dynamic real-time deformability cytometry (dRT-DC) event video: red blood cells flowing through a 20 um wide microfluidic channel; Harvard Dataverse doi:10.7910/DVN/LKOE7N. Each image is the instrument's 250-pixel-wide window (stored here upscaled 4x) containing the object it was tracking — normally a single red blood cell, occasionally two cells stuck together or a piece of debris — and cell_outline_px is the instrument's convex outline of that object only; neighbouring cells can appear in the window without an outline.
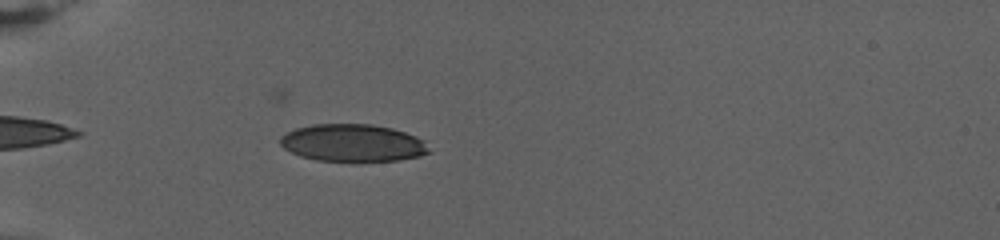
{"species": "human", "species_latin": "Homo sapiens", "temperature_condition": "warm", "stored_images_in_passage": 54, "camera_frame_rate_fps": 3000, "um_per_image_px": 0.085, "donor": {"sex": "female"}, "frame": {"image": 1, "passage_image": 5, "time_ms": 1.333, "image_size_px": [1000, 240], "cell_outline_px": [[432, 152], [420, 156], [396, 160], [316, 160], [300, 156], [284, 148], [280, 144], [280, 136], [296, 128], [312, 124], [372, 124], [392, 128], [416, 136], [424, 140]], "centroid_in_image_um": [30.0, 12.13], "position_along_channel_um": 55.0, "area_um2": 32.19}}
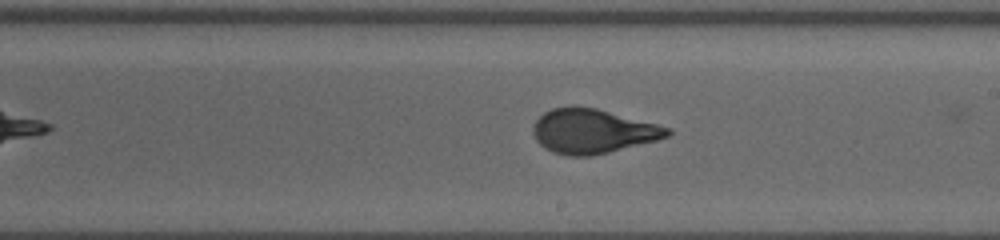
{"frame": {"image": 2, "passage_image": 25, "time_ms": 8.0, "image_size_px": [1000, 240], "cell_outline_px": [[672, 132], [668, 136], [656, 140], [608, 152], [588, 156], [568, 156], [552, 152], [544, 148], [536, 140], [532, 132], [532, 128], [536, 120], [544, 112], [552, 108], [572, 104], [596, 108], [672, 128]], "centroid_in_image_um": [50.33, 11.13], "position_along_channel_um": 238.7, "area_um2": 34.85}}
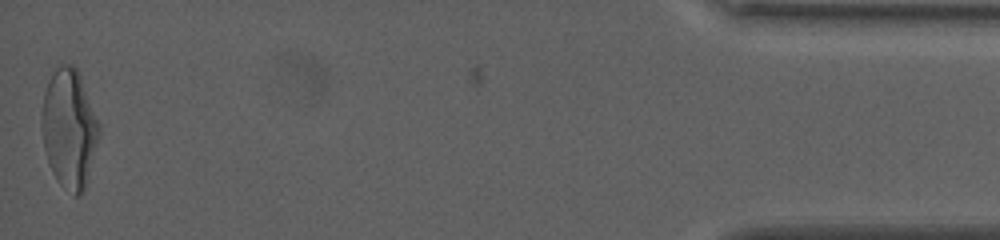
{"frame": {"image": 3, "passage_image": 54, "time_ms": 17.667, "image_size_px": [1000, 240], "cell_outline_px": [[100, 132], [88, 180], [80, 196], [72, 196], [56, 180], [48, 164], [44, 148], [40, 124], [44, 92], [48, 80], [52, 72], [60, 64], [72, 64], [80, 72], [100, 124]], "centroid_in_image_um": [5.88, 10.92], "position_along_channel_um": 429.3, "area_um2": 40.46}, "authors_computed_cell_mechanics": {"area_um2": 34.9401, "velocity_mm_per_s": 2.7899, "shape_relaxation_time_tau1_ms": 6.0156, "shape_relaxation_time_tau2_ms": null, "deformation_change_tau1": 0.2164, "deformation_change_tau2": null}}